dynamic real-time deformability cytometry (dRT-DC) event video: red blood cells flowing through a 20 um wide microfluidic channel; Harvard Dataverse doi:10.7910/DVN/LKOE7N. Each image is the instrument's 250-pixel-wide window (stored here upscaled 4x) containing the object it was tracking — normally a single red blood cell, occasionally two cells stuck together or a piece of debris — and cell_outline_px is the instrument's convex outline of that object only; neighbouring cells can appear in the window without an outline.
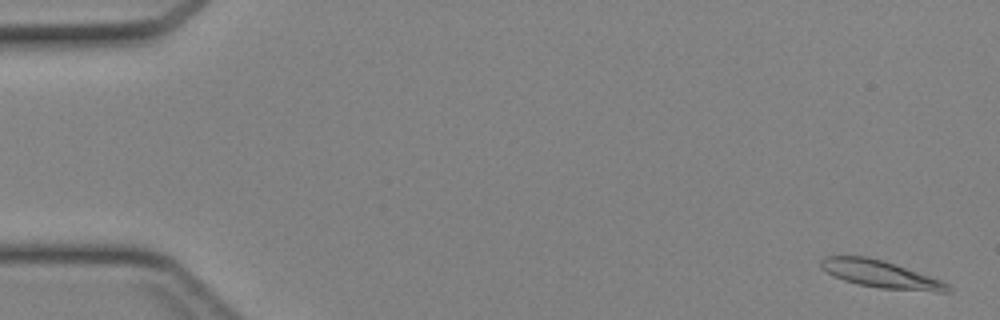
{"species": "Egyptian fruit bat (a non-hibernating species)", "species_latin": "Rousettus aegyptiacus", "temperature_condition": "cold", "stored_images_in_passage": 45, "camera_frame_rate_fps": 3000, "um_per_image_px": 0.085, "animal": {"sex": "female"}, "frame": {"image": 1, "passage_image": 2, "time_ms": 0.333, "image_size_px": [1000, 320], "cell_outline_px": [[952, 292], [936, 292], [880, 288], [860, 284], [844, 280], [820, 268], [820, 260], [824, 256], [864, 256], [884, 260], [896, 264], [940, 280], [948, 284], [952, 288]], "centroid_in_image_um": [74.87, 23.3], "position_along_channel_um": 10.1, "area_um2": 20.06}}
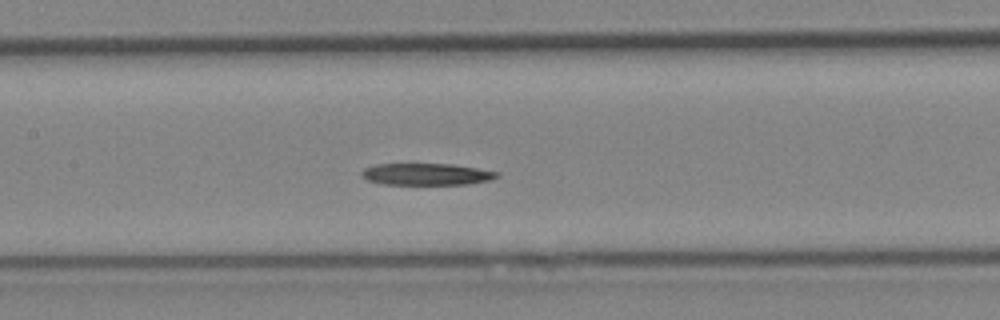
{"frame": {"image": 2, "passage_image": 22, "time_ms": 7.0, "image_size_px": [1000, 320], "cell_outline_px": [[500, 176], [488, 180], [468, 184], [380, 184], [368, 180], [360, 176], [360, 172], [364, 168], [376, 164], [452, 164], [500, 172]], "centroid_in_image_um": [36.21, 14.8], "position_along_channel_um": 171.2, "area_um2": 17.17}}
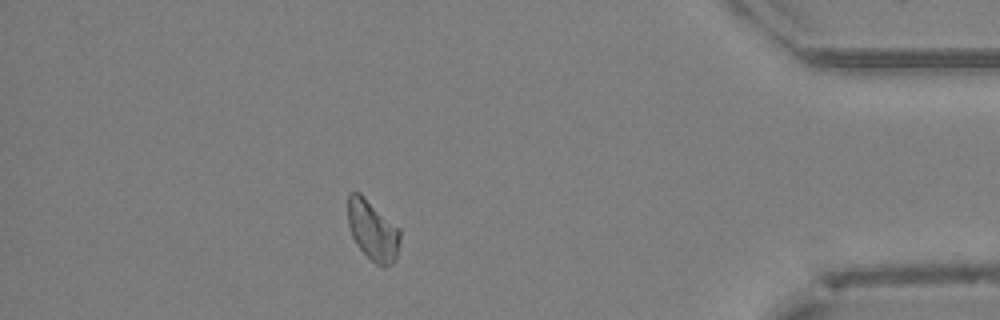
{"frame": {"image": 3, "passage_image": 40, "time_ms": 13.0, "image_size_px": [1000, 320], "cell_outline_px": [[400, 240], [396, 260], [392, 264], [384, 268], [376, 264], [356, 244], [352, 236], [348, 224], [348, 192], [360, 192], [400, 228]], "centroid_in_image_um": [31.7, 19.58], "position_along_channel_um": 403.5, "area_um2": 18.5}}